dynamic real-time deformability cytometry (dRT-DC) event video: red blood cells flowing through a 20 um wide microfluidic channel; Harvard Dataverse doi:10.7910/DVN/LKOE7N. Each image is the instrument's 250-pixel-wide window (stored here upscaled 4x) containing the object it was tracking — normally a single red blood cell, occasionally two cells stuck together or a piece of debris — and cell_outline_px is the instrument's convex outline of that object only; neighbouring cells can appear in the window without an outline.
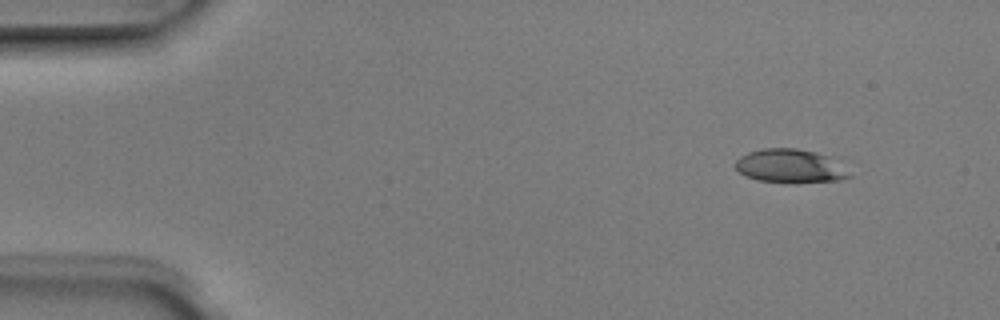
{"species": "Egyptian fruit bat (a non-hibernating species)", "species_latin": "Rousettus aegyptiacus", "temperature_condition": "room temperature", "stored_images_in_passage": 5, "segment_of_instrument_passage": [2, 2], "camera_frame_rate_fps": 3000, "um_per_image_px": 0.085, "animal": {"sex": "male"}, "frame": {"image": 1, "passage_image": 5, "time_ms": 1.333, "image_size_px": [1000, 320], "cell_outline_px": [[852, 176], [840, 180], [760, 180], [744, 176], [736, 168], [736, 160], [740, 156], [748, 152], [764, 148], [796, 148], [816, 152], [832, 156]], "centroid_in_image_um": [67.15, 14.05], "position_along_channel_um": 17.9, "area_um2": 21.5}}